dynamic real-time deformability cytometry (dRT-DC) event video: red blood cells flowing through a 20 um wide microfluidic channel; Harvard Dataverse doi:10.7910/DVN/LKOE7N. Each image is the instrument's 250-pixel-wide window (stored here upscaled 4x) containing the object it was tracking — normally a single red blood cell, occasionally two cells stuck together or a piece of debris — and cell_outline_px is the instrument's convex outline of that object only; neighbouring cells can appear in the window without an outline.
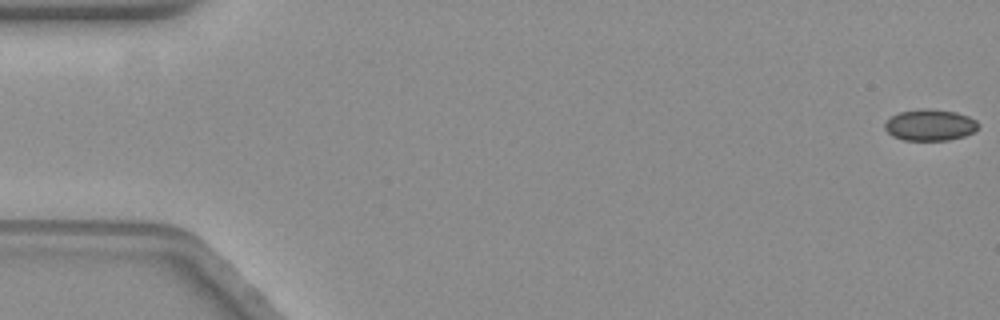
{"species": "common noctule bat (a hibernating species)", "species_latin": "Nyctalus noctula", "temperature_condition": "warm", "stored_images_in_passage": 59, "camera_frame_rate_fps": 3000, "um_per_image_px": 0.085, "animal": {"sex": "female", "body_mass_g": 19.3, "forearm_length_mm": 54.1}, "frame": {"image": 1, "passage_image": 1, "time_ms": 0.0, "image_size_px": [1000, 320], "cell_outline_px": [[976, 128], [972, 132], [964, 136], [948, 140], [904, 140], [892, 136], [884, 128], [884, 124], [892, 116], [900, 112], [924, 108], [928, 108], [956, 112], [968, 116], [976, 120]], "centroid_in_image_um": [79.02, 10.62], "position_along_channel_um": 6.0, "area_um2": 16.88}}
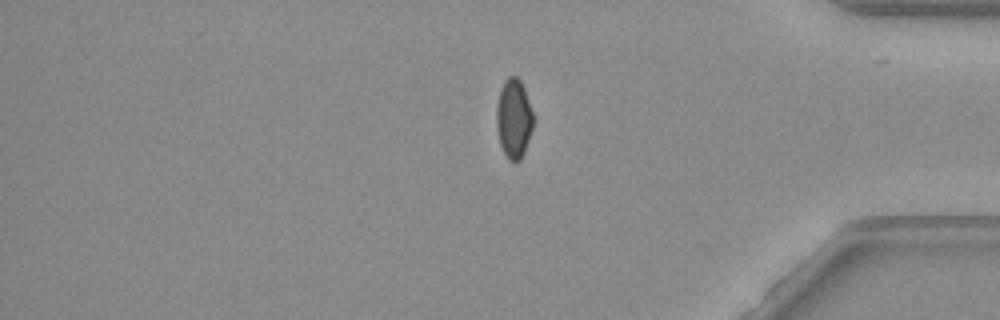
{"frame": {"image": 2, "passage_image": 49, "time_ms": 16.0, "image_size_px": [1000, 320], "cell_outline_px": [[532, 128], [524, 152], [520, 160], [516, 164], [512, 164], [508, 160], [500, 144], [496, 124], [496, 108], [500, 92], [504, 80], [508, 76], [516, 76], [520, 80], [524, 88], [532, 112]], "centroid_in_image_um": [43.65, 10.11], "position_along_channel_um": 391.5, "area_um2": 16.88}}
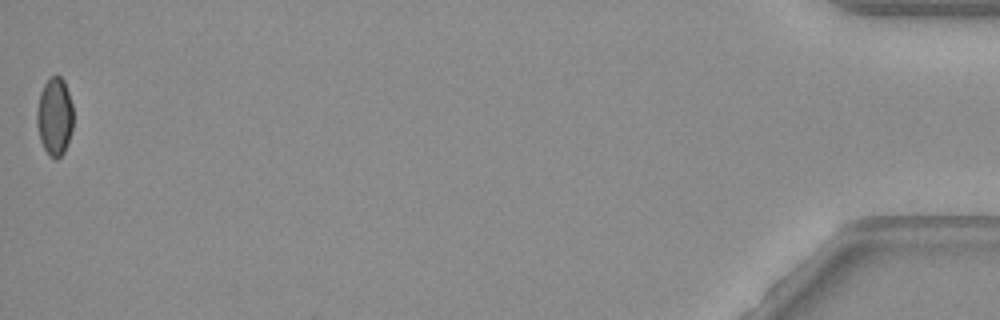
{"frame": {"image": 3, "passage_image": 59, "time_ms": 19.333, "image_size_px": [1000, 320], "cell_outline_px": [[72, 132], [64, 152], [56, 160], [44, 148], [40, 140], [36, 124], [36, 112], [40, 92], [48, 76], [56, 72], [64, 80], [72, 104]], "centroid_in_image_um": [4.63, 9.84], "position_along_channel_um": 430.6, "area_um2": 16.76}}